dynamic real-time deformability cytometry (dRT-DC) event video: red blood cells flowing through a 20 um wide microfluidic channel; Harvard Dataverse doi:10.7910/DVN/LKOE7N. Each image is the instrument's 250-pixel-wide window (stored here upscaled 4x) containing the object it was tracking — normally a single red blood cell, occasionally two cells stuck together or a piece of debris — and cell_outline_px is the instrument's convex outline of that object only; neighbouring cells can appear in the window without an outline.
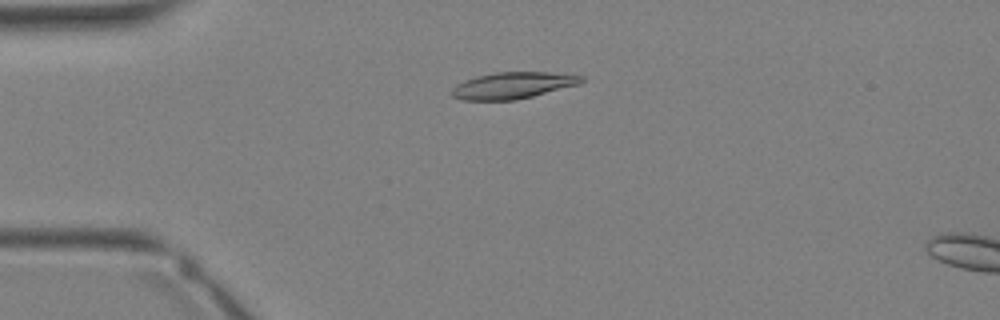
{"species": "Egyptian fruit bat (a non-hibernating species)", "species_latin": "Rousettus aegyptiacus", "temperature_condition": "warm", "stored_images_in_passage": 35, "camera_frame_rate_fps": 3000, "um_per_image_px": 0.085, "animal": {"sex": "female"}, "frame": {"image": 1, "passage_image": 9, "time_ms": 2.667, "image_size_px": [1000, 320], "cell_outline_px": [[584, 80], [580, 84], [516, 100], [464, 100], [452, 96], [452, 88], [456, 84], [464, 80], [476, 76], [496, 72], [548, 72], [584, 76]], "centroid_in_image_um": [43.58, 7.25], "position_along_channel_um": 41.4, "area_um2": 20.0}}
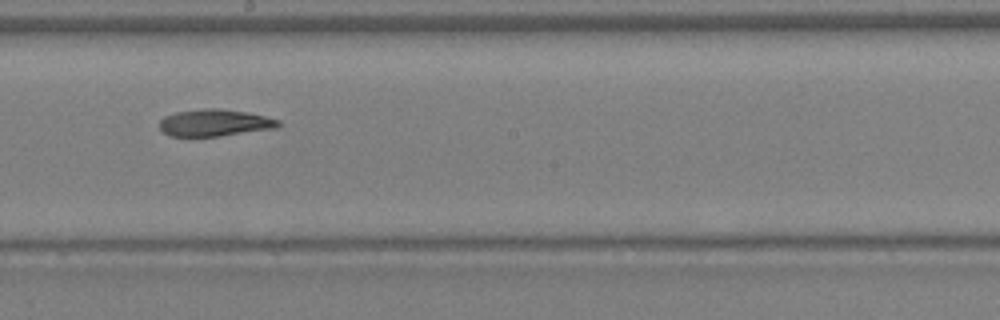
{"frame": {"image": 2, "passage_image": 20, "time_ms": 6.333, "image_size_px": [1000, 320], "cell_outline_px": [[280, 124], [276, 128], [216, 136], [168, 136], [160, 128], [160, 120], [164, 116], [176, 112], [204, 108], [216, 108], [248, 112], [280, 120]], "centroid_in_image_um": [18.23, 10.43], "position_along_channel_um": 230.0, "area_um2": 18.5}}
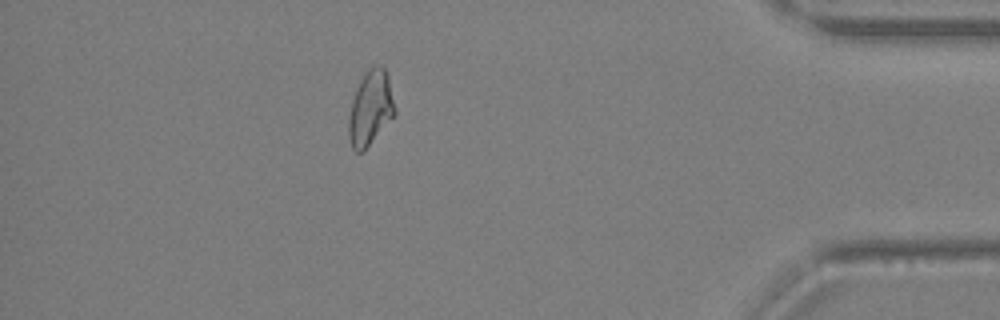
{"frame": {"image": 3, "passage_image": 31, "time_ms": 10.0, "image_size_px": [1000, 320], "cell_outline_px": [[396, 112], [364, 152], [356, 152], [352, 148], [348, 136], [348, 120], [352, 100], [368, 68], [372, 64], [380, 64], [388, 72], [396, 108]], "centroid_in_image_um": [31.51, 9.19], "position_along_channel_um": 403.7, "area_um2": 20.11}}